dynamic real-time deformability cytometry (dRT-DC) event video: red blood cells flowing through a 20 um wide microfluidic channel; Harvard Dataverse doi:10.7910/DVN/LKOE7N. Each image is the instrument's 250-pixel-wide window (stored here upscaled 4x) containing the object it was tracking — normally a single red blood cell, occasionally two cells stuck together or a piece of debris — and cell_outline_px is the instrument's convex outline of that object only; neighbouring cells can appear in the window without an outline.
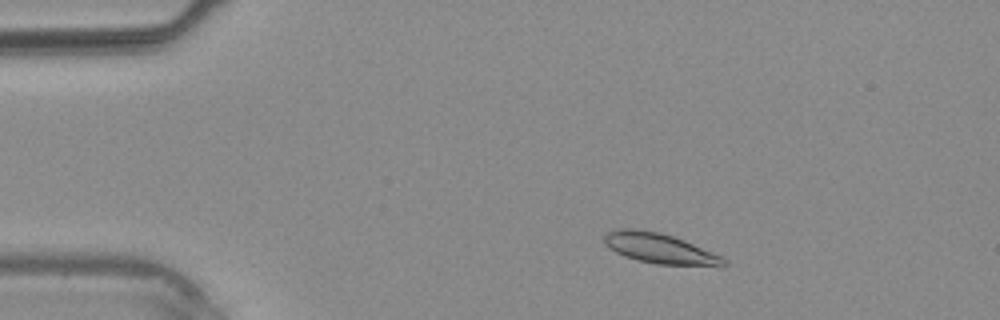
{"species": "common noctule bat (a hibernating species)", "species_latin": "Nyctalus noctula", "temperature_condition": "warm", "stored_images_in_passage": 36, "camera_frame_rate_fps": 3000, "um_per_image_px": 0.085, "animal": {"sex": "male", "body_mass_g": 20.4}, "frame": {"image": 1, "passage_image": 5, "time_ms": 1.333, "image_size_px": [1000, 320], "cell_outline_px": [[728, 264], [724, 268], [720, 268], [656, 264], [636, 260], [624, 256], [608, 248], [604, 244], [604, 236], [608, 232], [620, 228], [636, 228], [660, 232], [684, 240], [712, 252], [728, 260]], "centroid_in_image_um": [56.15, 21.15], "position_along_channel_um": 28.8, "area_um2": 21.68}}
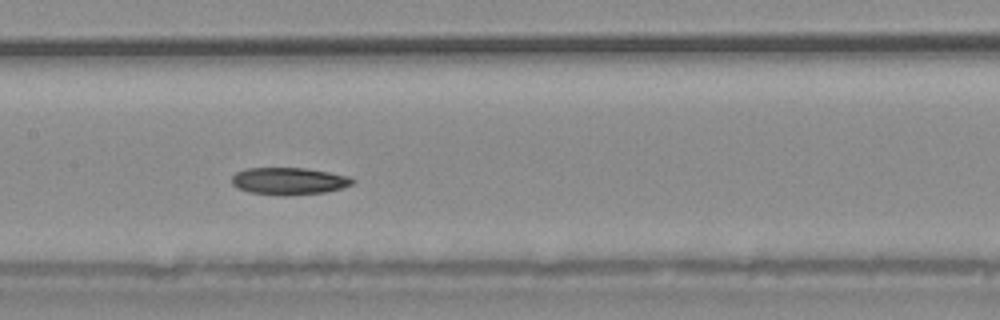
{"frame": {"image": 2, "passage_image": 17, "time_ms": 5.333, "image_size_px": [1000, 320], "cell_outline_px": [[356, 180], [352, 184], [340, 188], [324, 192], [288, 196], [248, 192], [236, 188], [232, 184], [232, 176], [236, 172], [248, 168], [304, 168], [352, 176]], "centroid_in_image_um": [24.55, 15.39], "position_along_channel_um": 182.8, "area_um2": 19.19}}
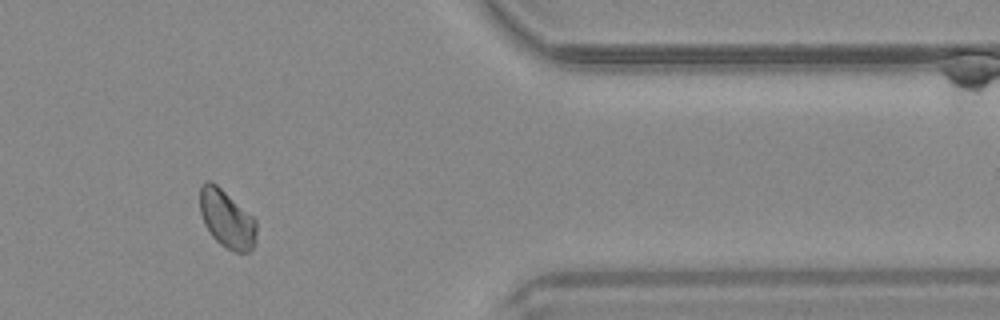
{"frame": {"image": 3, "passage_image": 30, "time_ms": 9.667, "image_size_px": [1000, 320], "cell_outline_px": [[256, 240], [252, 248], [248, 252], [236, 252], [220, 244], [212, 236], [204, 224], [200, 212], [200, 184], [208, 180], [216, 184], [252, 216], [256, 220]], "centroid_in_image_um": [19.26, 18.61], "position_along_channel_um": 392.1, "area_um2": 18.9}}